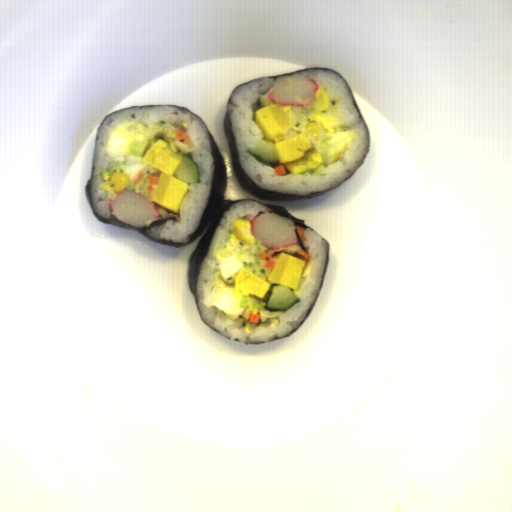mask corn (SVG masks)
I'll use <instances>...</instances> for the list:
<instances>
[{
    "instance_id": "obj_1",
    "label": "corn",
    "mask_w": 512,
    "mask_h": 512,
    "mask_svg": "<svg viewBox=\"0 0 512 512\" xmlns=\"http://www.w3.org/2000/svg\"><path fill=\"white\" fill-rule=\"evenodd\" d=\"M232 229L234 235L248 245H255V236L251 231V221L248 219L235 218Z\"/></svg>"
},
{
    "instance_id": "obj_2",
    "label": "corn",
    "mask_w": 512,
    "mask_h": 512,
    "mask_svg": "<svg viewBox=\"0 0 512 512\" xmlns=\"http://www.w3.org/2000/svg\"><path fill=\"white\" fill-rule=\"evenodd\" d=\"M112 192H120L124 190L126 185L128 184L129 177L128 173L122 172H113V174L108 179Z\"/></svg>"
},
{
    "instance_id": "obj_3",
    "label": "corn",
    "mask_w": 512,
    "mask_h": 512,
    "mask_svg": "<svg viewBox=\"0 0 512 512\" xmlns=\"http://www.w3.org/2000/svg\"><path fill=\"white\" fill-rule=\"evenodd\" d=\"M306 135L315 141H321L324 138L325 129L316 120L309 122L304 129Z\"/></svg>"
},
{
    "instance_id": "obj_4",
    "label": "corn",
    "mask_w": 512,
    "mask_h": 512,
    "mask_svg": "<svg viewBox=\"0 0 512 512\" xmlns=\"http://www.w3.org/2000/svg\"><path fill=\"white\" fill-rule=\"evenodd\" d=\"M313 107H314L315 111H317L318 113H322L324 111L329 110V107H330L329 96L322 89L318 88L315 98L313 100Z\"/></svg>"
}]
</instances>
